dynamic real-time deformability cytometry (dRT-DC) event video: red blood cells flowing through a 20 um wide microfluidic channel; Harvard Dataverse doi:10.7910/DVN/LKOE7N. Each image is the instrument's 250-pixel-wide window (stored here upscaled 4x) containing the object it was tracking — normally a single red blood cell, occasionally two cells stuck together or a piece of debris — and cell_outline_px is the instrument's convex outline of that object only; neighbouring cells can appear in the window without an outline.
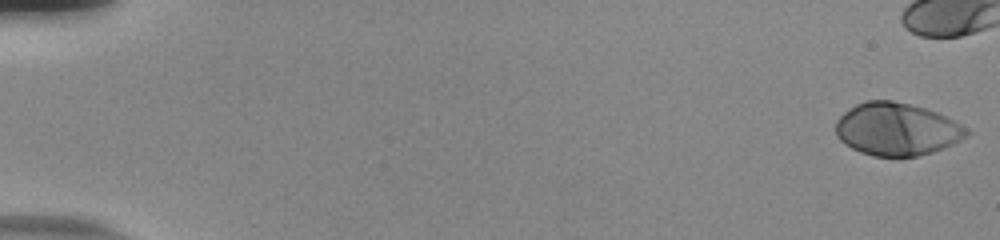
{"species": "human", "species_latin": "Homo sapiens", "temperature_condition": "room temperature", "stored_images_in_passage": 44, "camera_frame_rate_fps": 3000, "um_per_image_px": 0.085, "donor": {"sex": "male"}, "frame": {"image": 1, "passage_image": 1, "time_ms": 0.0, "image_size_px": [1000, 240], "cell_outline_px": [[972, 132], [968, 136], [944, 148], [932, 152], [916, 156], [872, 156], [860, 152], [844, 144], [836, 136], [836, 120], [844, 112], [856, 104], [868, 100], [892, 100], [924, 108], [936, 112], [968, 128]], "centroid_in_image_um": [76.21, 10.99], "position_along_channel_um": 8.8, "area_um2": 40.11}}
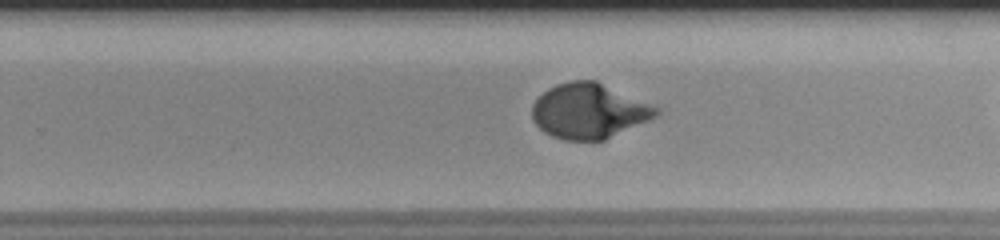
{"frame": {"image": 2, "passage_image": 36, "time_ms": 11.667, "image_size_px": [1000, 240], "cell_outline_px": [[660, 116], [604, 140], [564, 140], [552, 136], [544, 132], [532, 120], [532, 104], [548, 88], [556, 84], [572, 80], [596, 80], [660, 108]], "centroid_in_image_um": [50.08, 9.44], "position_along_channel_um": 279.7, "area_um2": 40.0}}
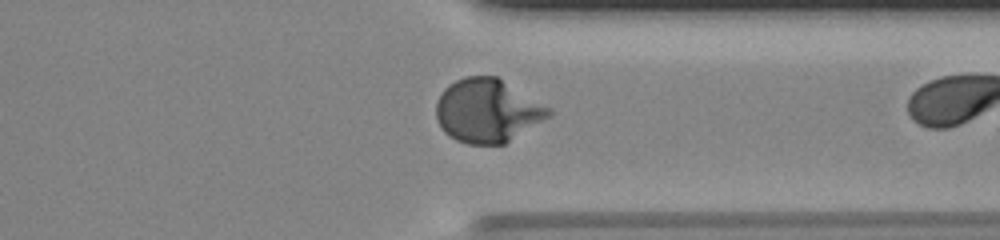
{"frame": {"image": 3, "passage_image": 43, "time_ms": 14.0, "image_size_px": [1000, 240], "cell_outline_px": [[552, 116], [504, 144], [468, 144], [456, 140], [448, 136], [440, 128], [436, 120], [436, 100], [444, 88], [448, 84], [464, 76], [496, 76], [552, 108]], "centroid_in_image_um": [41.42, 9.41], "position_along_channel_um": 370.0, "area_um2": 42.08}}